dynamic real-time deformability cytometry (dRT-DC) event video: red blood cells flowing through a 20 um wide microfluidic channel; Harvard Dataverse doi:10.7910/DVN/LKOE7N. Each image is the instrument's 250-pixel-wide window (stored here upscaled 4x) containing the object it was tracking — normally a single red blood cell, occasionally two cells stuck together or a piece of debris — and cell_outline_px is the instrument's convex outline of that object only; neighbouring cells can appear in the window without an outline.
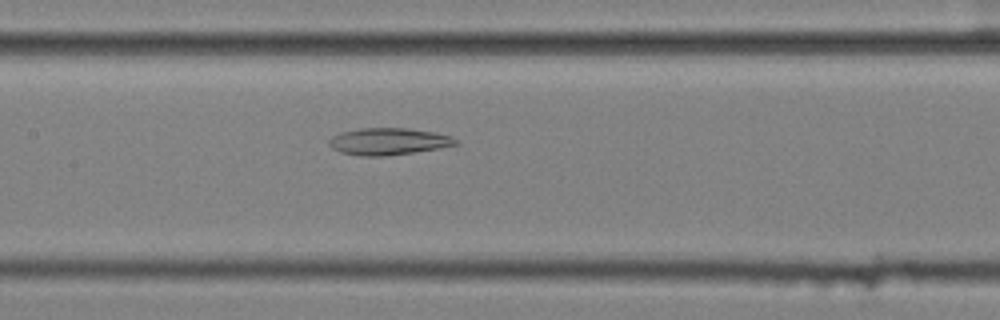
{"species": "common noctule bat (a hibernating species)", "species_latin": "Nyctalus noctula", "temperature_condition": "cold", "stored_images_in_passage": 50, "camera_frame_rate_fps": 3000, "um_per_image_px": 0.085, "animal": {"sex": "female", "body_mass_g": 25.1}, "frame": {"image": 1, "passage_image": 21, "time_ms": 6.667, "image_size_px": [1000, 320], "cell_outline_px": [[460, 144], [440, 148], [384, 156], [360, 156], [340, 152], [332, 148], [328, 144], [328, 140], [332, 136], [340, 132], [360, 128], [404, 128], [436, 132], [448, 136], [456, 140]], "centroid_in_image_um": [32.97, 12.02], "position_along_channel_um": 174.4, "area_um2": 19.83}}
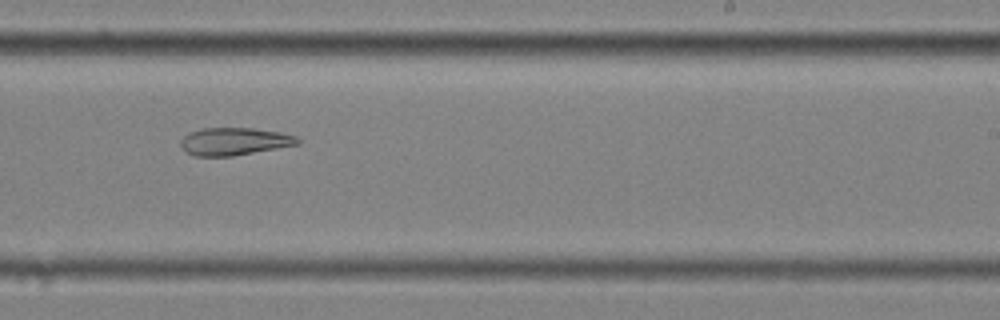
{"frame": {"image": 2, "passage_image": 29, "time_ms": 9.333, "image_size_px": [1000, 320], "cell_outline_px": [[300, 144], [232, 156], [196, 156], [184, 152], [180, 144], [180, 140], [188, 132], [204, 128], [252, 128], [280, 132], [296, 136], [300, 140]], "centroid_in_image_um": [19.89, 12.02], "position_along_channel_um": 269.1, "area_um2": 18.84}}
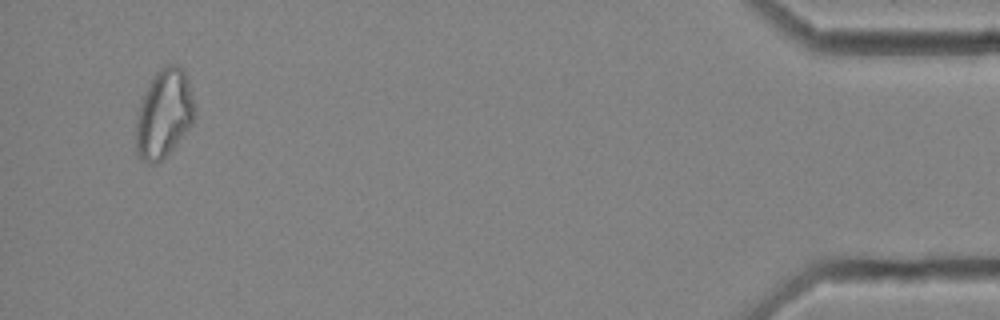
{"frame": {"image": 3, "passage_image": 48, "time_ms": 15.667, "image_size_px": [1000, 320], "cell_outline_px": [[196, 116], [192, 124], [172, 148], [156, 164], [148, 164], [136, 156], [136, 116], [144, 92], [156, 72], [160, 68], [168, 64], [180, 64], [184, 68], [188, 80], [196, 108]], "centroid_in_image_um": [13.94, 9.64], "position_along_channel_um": 421.3, "area_um2": 30.52}, "authors_computed_cell_mechanics": {"area_um2": 25.4898, "velocity_mm_per_s": 3.5606, "shape_relaxation_time_tau1_ms": null, "shape_relaxation_time_tau2_ms": 5.203, "deformation_change_tau1": null, "deformation_change_tau2": 0.1417}}